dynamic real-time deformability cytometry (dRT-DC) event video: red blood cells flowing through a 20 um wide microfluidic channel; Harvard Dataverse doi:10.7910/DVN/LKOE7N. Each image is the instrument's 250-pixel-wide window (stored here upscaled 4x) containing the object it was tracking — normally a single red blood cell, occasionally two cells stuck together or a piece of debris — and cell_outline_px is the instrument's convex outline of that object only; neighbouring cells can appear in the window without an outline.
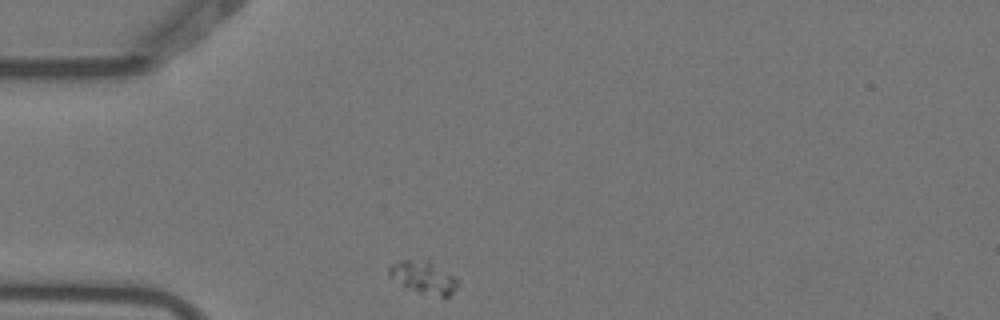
{"species": "Egyptian fruit bat (a non-hibernating species)", "species_latin": "Rousettus aegyptiacus", "temperature_condition": "warm", "stored_images_in_passage": 4, "segment_of_instrument_passage": [2, 2], "camera_frame_rate_fps": 3000, "um_per_image_px": 0.085, "animal": {"sex": "female"}, "frame": {"image": 1, "passage_image": 4, "time_ms": 1.0, "image_size_px": [1000, 320], "cell_outline_px": [[460, 280], [452, 292], [444, 300], [420, 292], [388, 276], [388, 268], [396, 260], [412, 260], [428, 264]], "centroid_in_image_um": [35.98, 23.64], "position_along_channel_um": 49.0, "area_um2": 12.14}}